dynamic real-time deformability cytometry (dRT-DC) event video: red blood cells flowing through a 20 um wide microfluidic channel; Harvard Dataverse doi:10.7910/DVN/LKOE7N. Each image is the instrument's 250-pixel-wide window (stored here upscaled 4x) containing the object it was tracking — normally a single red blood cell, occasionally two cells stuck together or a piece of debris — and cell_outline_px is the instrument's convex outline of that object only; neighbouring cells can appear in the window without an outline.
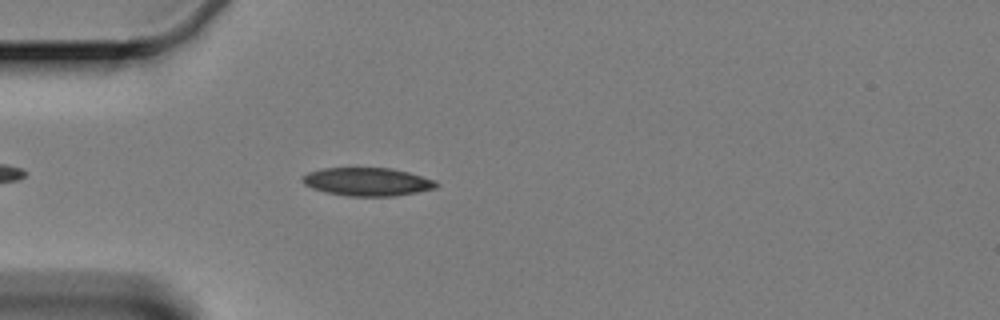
{"species": "Egyptian fruit bat (a non-hibernating species)", "species_latin": "Rousettus aegyptiacus", "temperature_condition": "cold", "stored_images_in_passage": 46, "camera_frame_rate_fps": 3000, "um_per_image_px": 0.085, "animal": {"sex": "female"}, "frame": {"image": 1, "passage_image": 6, "time_ms": 1.667, "image_size_px": [1000, 320], "cell_outline_px": [[440, 184], [436, 188], [416, 192], [392, 196], [348, 196], [328, 192], [312, 188], [304, 184], [300, 180], [308, 172], [324, 168], [392, 168], [408, 172], [436, 180]], "centroid_in_image_um": [31.25, 15.44], "position_along_channel_um": 53.8, "area_um2": 21.91}}
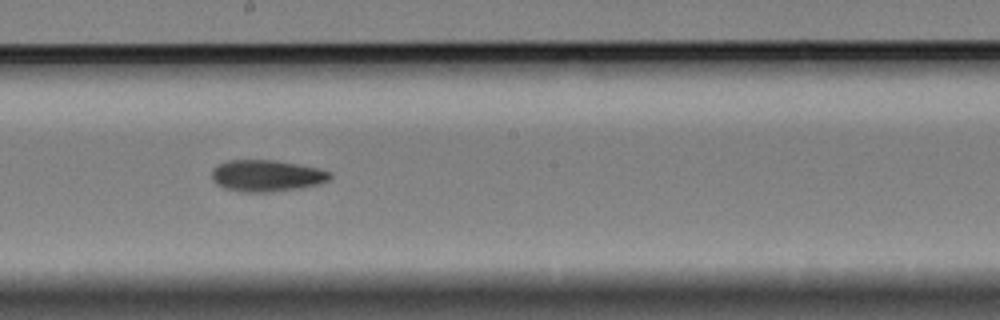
{"frame": {"image": 2, "passage_image": 22, "time_ms": 7.0, "image_size_px": [1000, 320], "cell_outline_px": [[332, 176], [328, 180], [320, 184], [300, 188], [272, 192], [244, 192], [224, 188], [216, 184], [212, 180], [212, 172], [216, 164], [228, 160], [272, 160], [320, 168], [332, 172]], "centroid_in_image_um": [22.66, 14.94], "position_along_channel_um": 225.5, "area_um2": 21.91}}
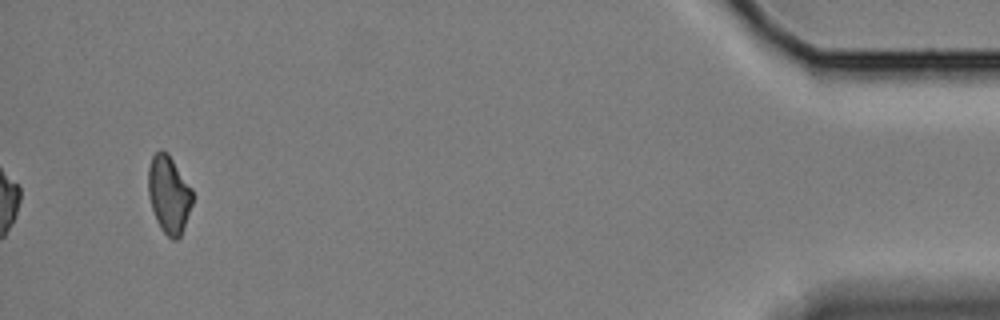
{"frame": {"image": 3, "passage_image": 46, "time_ms": 15.0, "image_size_px": [1000, 320], "cell_outline_px": [[192, 204], [180, 236], [176, 240], [172, 240], [160, 228], [156, 220], [148, 196], [148, 168], [152, 156], [160, 148], [168, 152], [192, 188]], "centroid_in_image_um": [14.34, 16.49], "position_along_channel_um": 420.9, "area_um2": 20.06}, "authors_computed_cell_mechanics": {"area_um2": 21.5016, "velocity_mm_per_s": 3.3479, "shape_relaxation_time_tau1_ms": 9.9262, "shape_relaxation_time_tau2_ms": 9.0636, "deformation_change_tau1": 0.1557, "deformation_change_tau2": 0.1355}}